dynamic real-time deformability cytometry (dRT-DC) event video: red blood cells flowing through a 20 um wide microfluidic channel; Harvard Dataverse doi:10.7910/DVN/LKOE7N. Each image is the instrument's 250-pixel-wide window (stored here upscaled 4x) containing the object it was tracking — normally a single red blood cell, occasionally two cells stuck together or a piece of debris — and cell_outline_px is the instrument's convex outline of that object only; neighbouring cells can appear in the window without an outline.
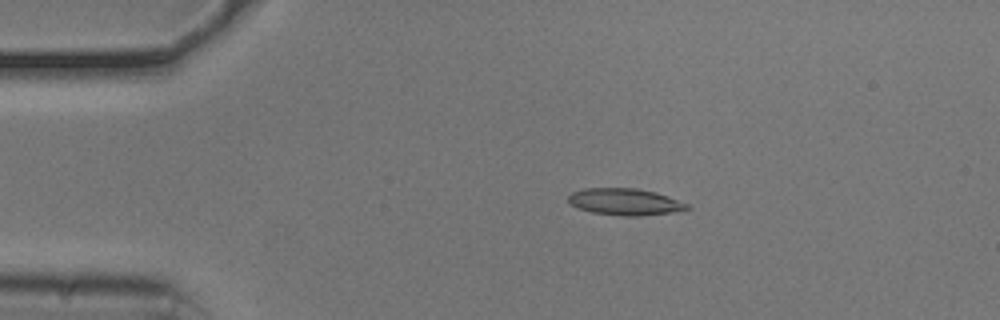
{"species": "common noctule bat (a hibernating species)", "species_latin": "Nyctalus noctula", "temperature_condition": "cold", "stored_images_in_passage": 44, "camera_frame_rate_fps": 3000, "um_per_image_px": 0.085, "animal": {"sex": "male", "body_mass_g": 20.5, "forearm_length_mm": 52.5}, "frame": {"image": 1, "passage_image": 1, "time_ms": 0.0, "image_size_px": [1000, 320], "cell_outline_px": [[692, 208], [672, 212], [636, 216], [624, 216], [592, 212], [568, 204], [568, 196], [572, 192], [584, 188], [636, 188], [656, 192], [668, 196], [688, 204]], "centroid_in_image_um": [53.11, 17.14], "position_along_channel_um": 31.9, "area_um2": 18.44}}
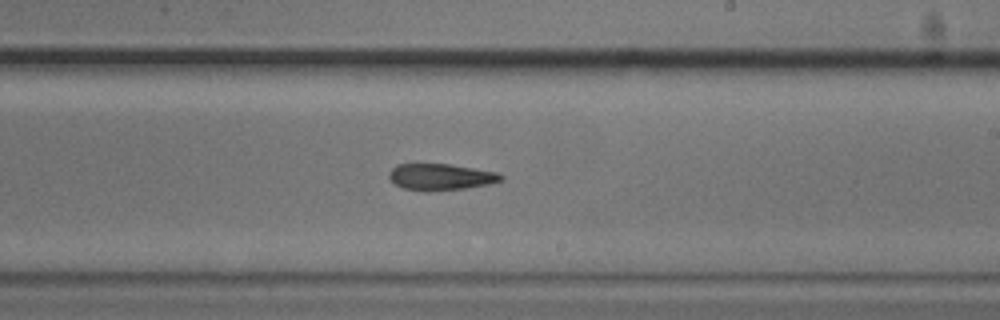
{"frame": {"image": 2, "passage_image": 22, "time_ms": 7.0, "image_size_px": [1000, 320], "cell_outline_px": [[504, 180], [488, 184], [464, 188], [428, 192], [424, 192], [404, 188], [396, 184], [388, 176], [388, 172], [396, 164], [448, 164], [496, 172], [504, 176]], "centroid_in_image_um": [37.44, 15.04], "position_along_channel_um": 251.6, "area_um2": 17.22}}
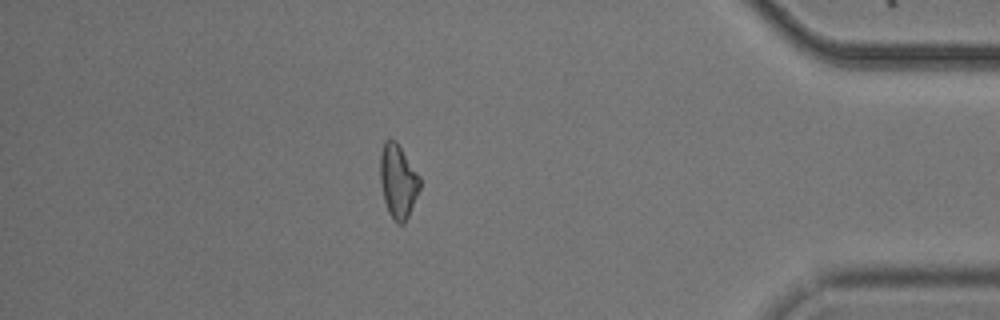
{"frame": {"image": 3, "passage_image": 37, "time_ms": 12.0, "image_size_px": [1000, 320], "cell_outline_px": [[420, 188], [408, 216], [404, 224], [396, 224], [388, 212], [384, 200], [380, 184], [380, 152], [384, 140], [396, 140], [420, 176]], "centroid_in_image_um": [33.82, 15.4], "position_along_channel_um": 401.4, "area_um2": 17.17}, "authors_computed_cell_mechanics": {"area_um2": 17.7446, "velocity_mm_per_s": 3.7775, "shape_relaxation_time_tau1_ms": 5.0571, "shape_relaxation_time_tau2_ms": 7.9152, "deformation_change_tau1": 0.129, "deformation_change_tau2": 0.2026}}